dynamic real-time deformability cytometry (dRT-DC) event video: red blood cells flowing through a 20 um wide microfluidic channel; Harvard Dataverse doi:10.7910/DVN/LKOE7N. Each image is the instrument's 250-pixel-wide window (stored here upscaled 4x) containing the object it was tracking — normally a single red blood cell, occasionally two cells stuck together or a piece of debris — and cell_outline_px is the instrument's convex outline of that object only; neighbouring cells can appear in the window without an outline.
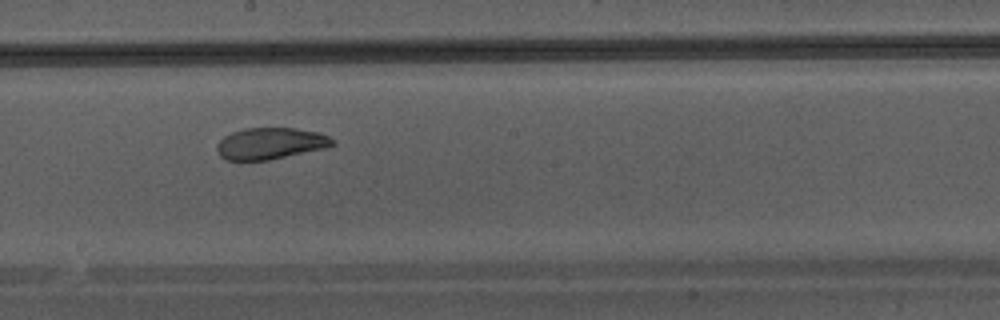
{"species": "Egyptian fruit bat (a non-hibernating species)", "species_latin": "Rousettus aegyptiacus", "temperature_condition": "warm", "stored_images_in_passage": 34, "camera_frame_rate_fps": 3000, "um_per_image_px": 0.085, "animal": {"sex": "male"}, "frame": {"image": 1, "passage_image": 15, "time_ms": 4.667, "image_size_px": [1000, 320], "cell_outline_px": [[336, 144], [328, 148], [268, 160], [224, 160], [216, 152], [216, 144], [224, 136], [232, 132], [244, 128], [292, 128], [316, 132], [328, 136]], "centroid_in_image_um": [22.95, 12.2], "position_along_channel_um": 225.2, "area_um2": 21.33}}